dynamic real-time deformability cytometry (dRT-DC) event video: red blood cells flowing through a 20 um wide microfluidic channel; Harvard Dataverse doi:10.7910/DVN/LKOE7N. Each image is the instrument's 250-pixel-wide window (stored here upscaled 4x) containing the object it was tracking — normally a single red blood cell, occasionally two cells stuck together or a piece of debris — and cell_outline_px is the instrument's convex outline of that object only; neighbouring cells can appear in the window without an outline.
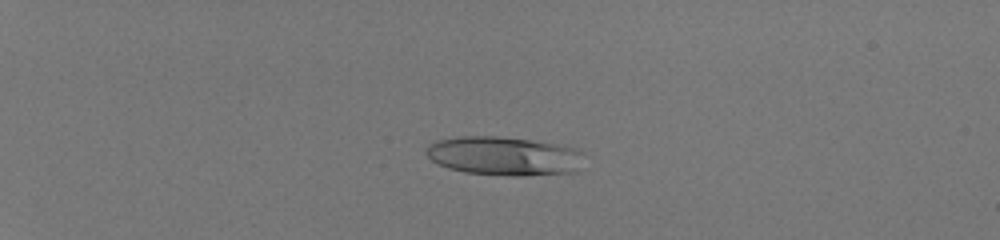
{"species": "human", "species_latin": "Homo sapiens", "temperature_condition": "room temperature", "stored_images_in_passage": 55, "camera_frame_rate_fps": 3000, "um_per_image_px": 0.085, "donor": {"sex": "male"}, "frame": {"image": 1, "passage_image": 17, "time_ms": 5.333, "image_size_px": [1000, 240], "cell_outline_px": [[580, 152], [572, 172], [524, 176], [512, 176], [464, 172], [448, 168], [432, 160], [428, 156], [428, 144], [436, 140], [460, 136], [496, 136], [532, 140], [556, 144], [576, 148]], "centroid_in_image_um": [42.74, 13.25], "position_along_channel_um": 42.3, "area_um2": 35.03}}
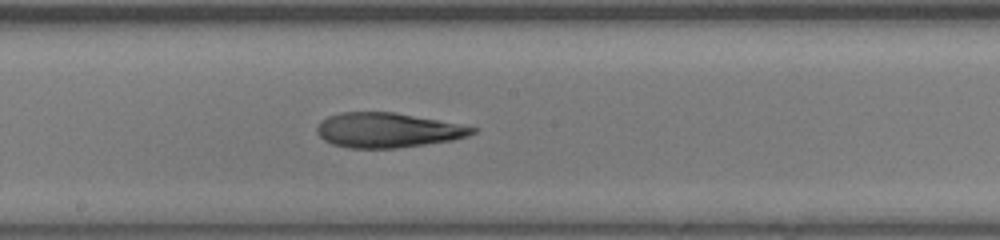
{"frame": {"image": 2, "passage_image": 36, "time_ms": 11.667, "image_size_px": [1000, 240], "cell_outline_px": [[480, 128], [476, 132], [468, 136], [452, 140], [396, 148], [348, 148], [332, 144], [324, 140], [316, 132], [316, 128], [320, 120], [328, 116], [340, 112], [396, 112]], "centroid_in_image_um": [32.93, 11.06], "position_along_channel_um": 215.3, "area_um2": 31.56}}
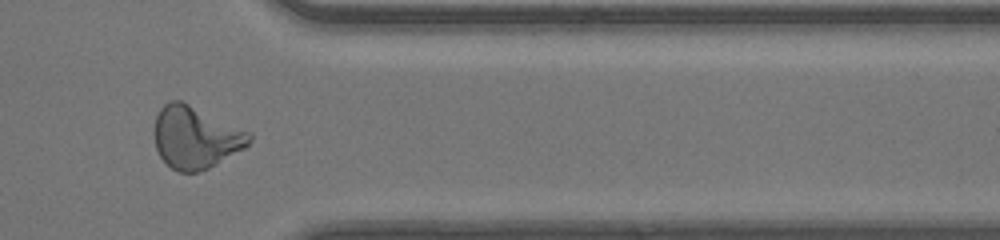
{"frame": {"image": 3, "passage_image": 49, "time_ms": 16.0, "image_size_px": [1000, 240], "cell_outline_px": [[252, 140], [244, 148], [208, 168], [196, 172], [180, 172], [172, 168], [160, 156], [156, 148], [152, 132], [156, 116], [160, 108], [164, 104], [172, 100], [180, 100], [252, 132]], "centroid_in_image_um": [16.6, 11.66], "position_along_channel_um": 394.8, "area_um2": 34.45}, "authors_computed_cell_mechanics": {"area_um2": 33.6974, "velocity_mm_per_s": 4.1903, "shape_relaxation_time_tau1_ms": null, "shape_relaxation_time_tau2_ms": 2.148, "deformation_change_tau1": null, "deformation_change_tau2": 0.1125}}